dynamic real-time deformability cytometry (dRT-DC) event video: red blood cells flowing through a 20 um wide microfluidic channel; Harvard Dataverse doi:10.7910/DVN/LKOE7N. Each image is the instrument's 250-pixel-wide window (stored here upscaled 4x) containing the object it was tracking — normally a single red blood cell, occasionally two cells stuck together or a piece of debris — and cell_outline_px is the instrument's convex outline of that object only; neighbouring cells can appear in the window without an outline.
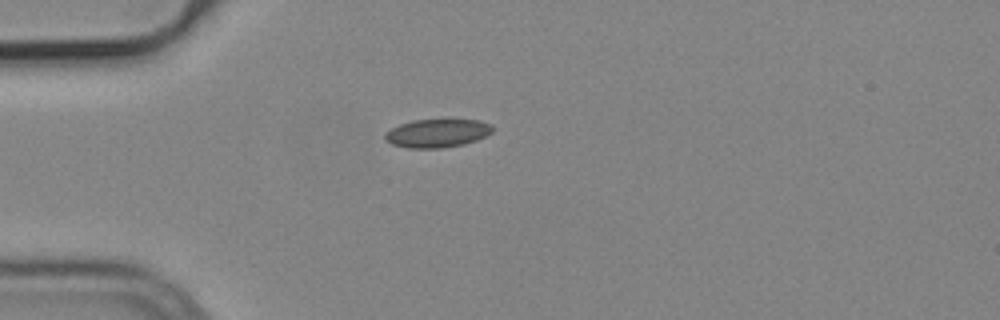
{"species": "common noctule bat (a hibernating species)", "species_latin": "Nyctalus noctula", "temperature_condition": "cold", "stored_images_in_passage": 40, "camera_frame_rate_fps": 3000, "um_per_image_px": 0.085, "animal": {"sex": "male", "body_mass_g": 19.2, "forearm_length_mm": 51.8}, "frame": {"image": 1, "passage_image": 1, "time_ms": 0.0, "image_size_px": [1000, 320], "cell_outline_px": [[492, 132], [476, 140], [464, 144], [440, 148], [408, 148], [392, 144], [384, 140], [384, 132], [400, 124], [412, 120], [480, 120], [492, 124]], "centroid_in_image_um": [37.13, 11.32], "position_along_channel_um": 47.9, "area_um2": 17.74}}
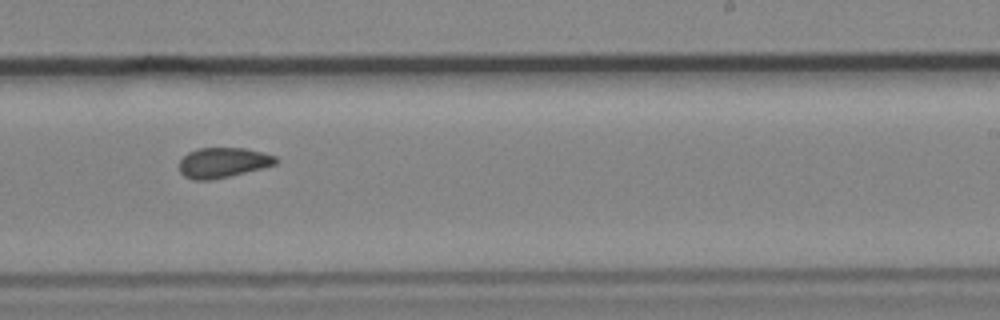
{"frame": {"image": 2, "passage_image": 20, "time_ms": 6.333, "image_size_px": [1000, 320], "cell_outline_px": [[280, 160], [276, 164], [212, 180], [192, 180], [184, 176], [180, 172], [180, 160], [188, 152], [196, 148], [244, 148], [276, 156]], "centroid_in_image_um": [18.93, 13.82], "position_along_channel_um": 270.1, "area_um2": 16.82}}
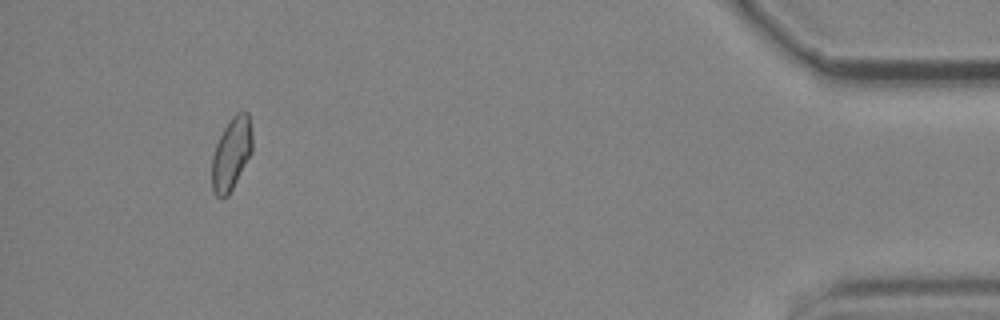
{"frame": {"image": 3, "passage_image": 37, "time_ms": 12.0, "image_size_px": [1000, 320], "cell_outline_px": [[252, 152], [228, 196], [216, 196], [212, 192], [212, 156], [216, 144], [224, 128], [232, 116], [236, 112], [244, 108], [248, 112], [252, 136]], "centroid_in_image_um": [19.67, 13.03], "position_along_channel_um": 415.5, "area_um2": 17.11}, "authors_computed_cell_mechanics": {"area_um2": 17.3689, "velocity_mm_per_s": 3.7663, "shape_relaxation_time_tau1_ms": null, "shape_relaxation_time_tau2_ms": 3.5969, "deformation_change_tau1": null, "deformation_change_tau2": 0.0817}}